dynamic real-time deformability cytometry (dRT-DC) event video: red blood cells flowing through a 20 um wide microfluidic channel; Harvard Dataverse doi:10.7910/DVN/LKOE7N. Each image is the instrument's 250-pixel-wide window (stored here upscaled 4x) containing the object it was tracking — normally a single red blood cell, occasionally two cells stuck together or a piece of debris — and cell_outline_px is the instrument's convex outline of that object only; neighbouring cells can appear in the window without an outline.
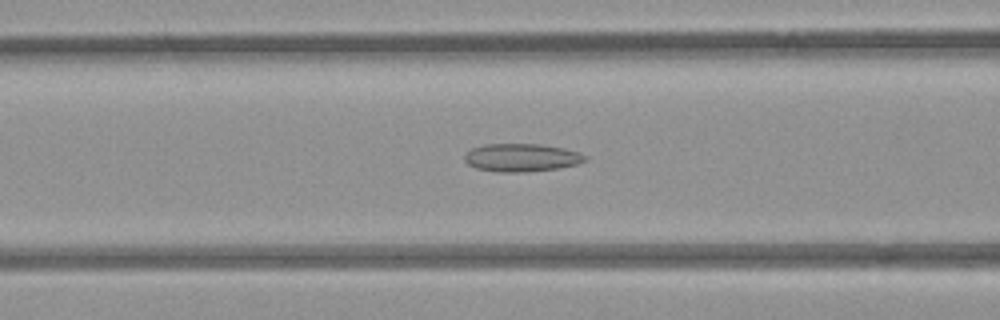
{"species": "common noctule bat (a hibernating species)", "species_latin": "Nyctalus noctula", "temperature_condition": "room temperature", "stored_images_in_passage": 40, "camera_frame_rate_fps": 3000, "um_per_image_px": 0.085, "animal": {"sex": "female", "body_mass_g": 21.9}, "frame": {"image": 1, "passage_image": 9, "time_ms": 2.667, "image_size_px": [1000, 320], "cell_outline_px": [[588, 160], [576, 164], [556, 168], [524, 172], [496, 172], [476, 168], [468, 164], [464, 160], [464, 156], [472, 148], [484, 144], [540, 144], [564, 148], [580, 152], [588, 156]], "centroid_in_image_um": [44.34, 13.39], "position_along_channel_um": 122.3, "area_um2": 19.71}}
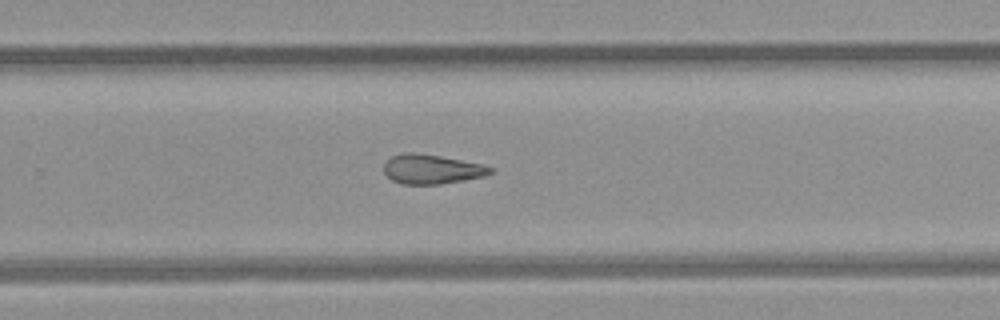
{"frame": {"image": 2, "passage_image": 22, "time_ms": 7.0, "image_size_px": [1000, 320], "cell_outline_px": [[496, 168], [492, 172], [484, 176], [464, 180], [440, 184], [404, 184], [392, 180], [384, 172], [384, 164], [392, 156], [404, 152], [412, 152], [440, 156], [484, 164]], "centroid_in_image_um": [36.73, 14.37], "position_along_channel_um": 293.1, "area_um2": 18.26}}
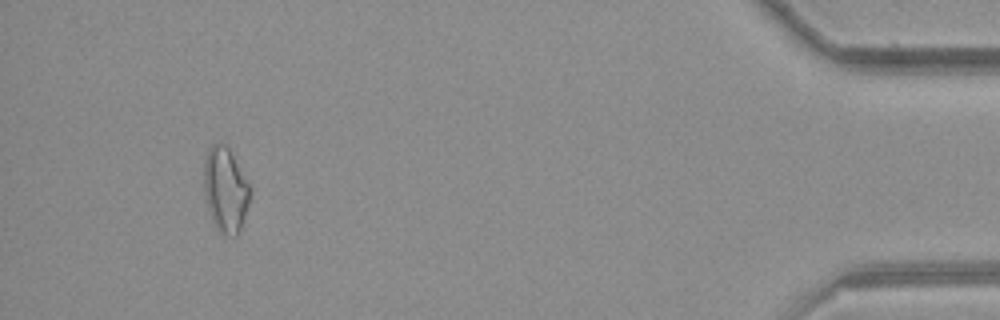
{"frame": {"image": 3, "passage_image": 37, "time_ms": 12.0, "image_size_px": [1000, 320], "cell_outline_px": [[252, 188], [248, 204], [240, 228], [236, 236], [228, 236], [216, 232], [204, 200], [204, 156], [208, 148], [216, 140], [228, 144]], "centroid_in_image_um": [19.14, 16.08], "position_along_channel_um": 416.1, "area_um2": 23.7}, "authors_computed_cell_mechanics": {"area_um2": 19.3919, "velocity_mm_per_s": 3.9449, "shape_relaxation_time_tau1_ms": null, "shape_relaxation_time_tau2_ms": 10.3863, "deformation_change_tau1": null, "deformation_change_tau2": 0.2307}}